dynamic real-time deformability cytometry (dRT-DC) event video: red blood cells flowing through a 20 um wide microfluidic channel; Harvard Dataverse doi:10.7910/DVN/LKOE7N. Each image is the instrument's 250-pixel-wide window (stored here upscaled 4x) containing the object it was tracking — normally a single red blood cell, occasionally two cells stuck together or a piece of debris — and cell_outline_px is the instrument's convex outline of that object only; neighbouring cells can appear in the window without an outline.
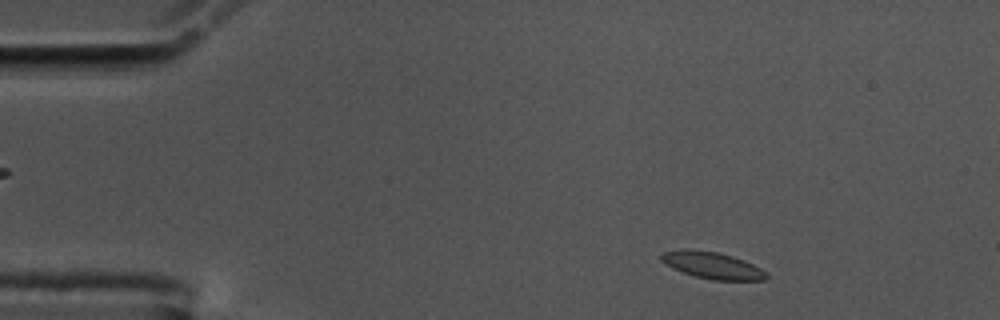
{"species": "common noctule bat (a hibernating species)", "species_latin": "Nyctalus noctula", "temperature_condition": "cold", "stored_images_in_passage": 53, "camera_frame_rate_fps": 3000, "um_per_image_px": 0.085, "animal": {"sex": "male", "body_mass_g": 17.5, "forearm_length_mm": 52.3}, "frame": {"image": 1, "passage_image": 4, "time_ms": 1.0, "image_size_px": [1000, 320], "cell_outline_px": [[768, 276], [764, 280], [712, 280], [696, 276], [672, 268], [660, 260], [660, 252], [688, 248], [716, 252], [732, 256], [744, 260], [768, 272]], "centroid_in_image_um": [60.53, 22.54], "position_along_channel_um": 24.5, "area_um2": 16.42}}
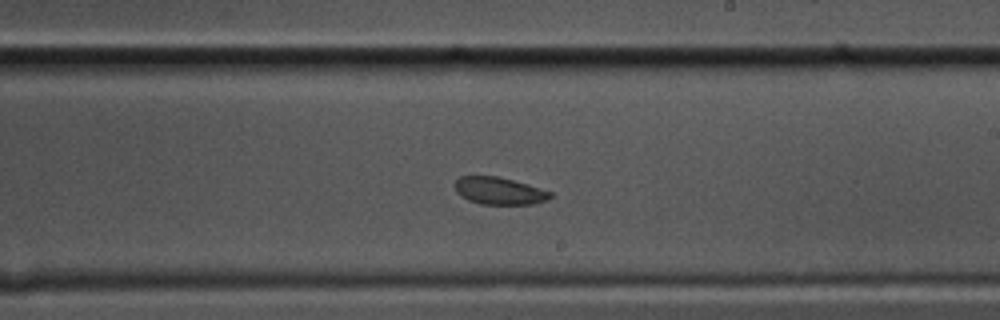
{"frame": {"image": 2, "passage_image": 29, "time_ms": 9.333, "image_size_px": [1000, 320], "cell_outline_px": [[552, 196], [536, 204], [480, 204], [468, 200], [460, 196], [456, 192], [456, 180], [460, 176], [496, 176], [528, 184], [552, 192]], "centroid_in_image_um": [42.42, 16.23], "position_along_channel_um": 246.6, "area_um2": 15.09}}
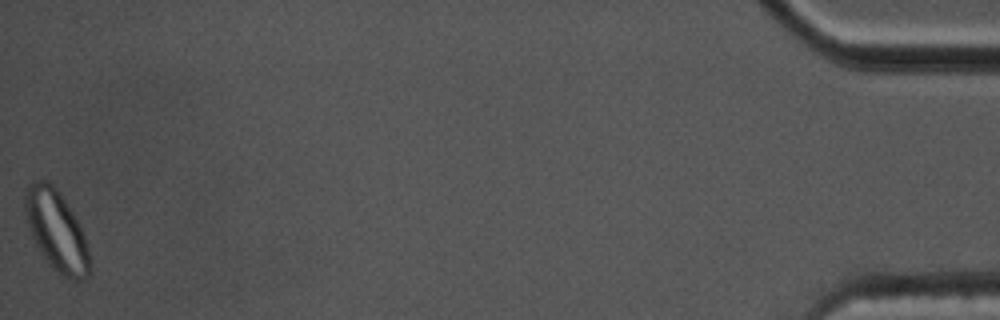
{"frame": {"image": 3, "passage_image": 53, "time_ms": 17.333, "image_size_px": [1000, 320], "cell_outline_px": [[88, 276], [84, 280], [72, 280], [64, 276], [52, 268], [48, 264], [36, 244], [32, 236], [24, 212], [24, 192], [28, 184], [32, 180], [48, 180], [60, 192], [72, 212], [84, 236], [88, 248]], "centroid_in_image_um": [4.75, 19.56], "position_along_channel_um": 430.4, "area_um2": 30.0}, "authors_computed_cell_mechanics": {"area_um2": 16.4152, "velocity_mm_per_s": 3.5082, "shape_relaxation_time_tau1_ms": 5.668, "shape_relaxation_time_tau2_ms": 1.2998, "deformation_change_tau1": 0.0963, "deformation_change_tau2": 0.0618}}